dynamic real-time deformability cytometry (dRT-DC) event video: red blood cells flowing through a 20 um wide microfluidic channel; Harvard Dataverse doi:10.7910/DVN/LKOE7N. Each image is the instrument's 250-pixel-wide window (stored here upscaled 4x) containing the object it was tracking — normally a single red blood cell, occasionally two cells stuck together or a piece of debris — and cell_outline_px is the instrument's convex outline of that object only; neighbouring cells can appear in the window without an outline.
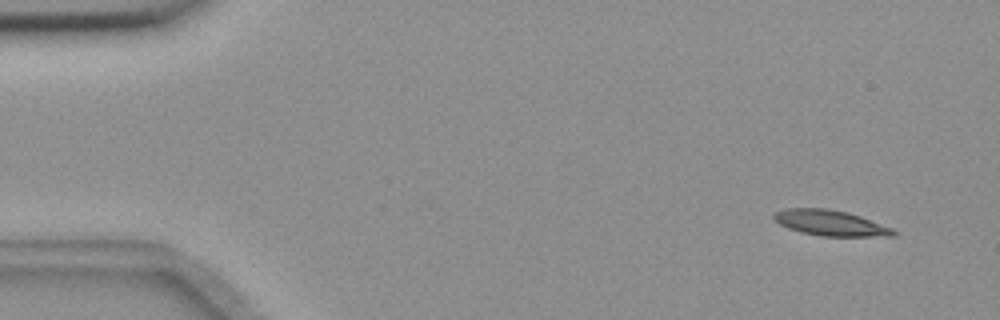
{"species": "common noctule bat (a hibernating species)", "species_latin": "Nyctalus noctula", "temperature_condition": "room temperature", "stored_images_in_passage": 5, "camera_frame_rate_fps": 3000, "um_per_image_px": 0.085, "animal": {"sex": "female", "body_mass_g": 18.4}, "frame": {"image": 1, "passage_image": 1, "time_ms": 0.0, "image_size_px": [1000, 320], "cell_outline_px": [[896, 236], [820, 236], [800, 232], [788, 228], [780, 224], [772, 216], [776, 212], [784, 208], [828, 208], [848, 212], [860, 216], [892, 228], [896, 232]], "centroid_in_image_um": [70.58, 18.95], "position_along_channel_um": 14.4, "area_um2": 17.8}}